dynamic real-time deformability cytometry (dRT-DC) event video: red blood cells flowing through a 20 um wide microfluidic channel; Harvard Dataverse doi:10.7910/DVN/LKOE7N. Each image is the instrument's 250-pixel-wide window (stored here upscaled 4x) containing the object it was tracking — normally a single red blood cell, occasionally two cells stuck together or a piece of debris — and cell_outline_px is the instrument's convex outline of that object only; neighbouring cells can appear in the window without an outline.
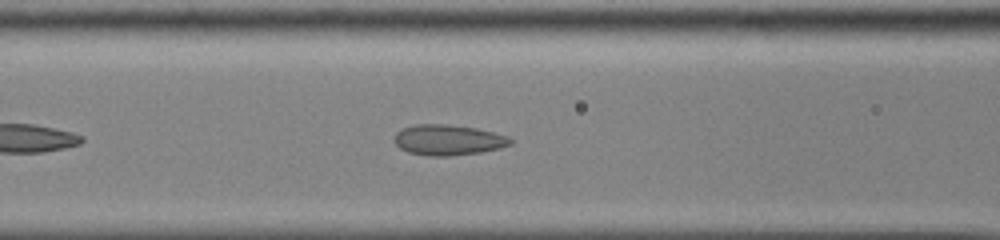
{"species": "common noctule bat (a hibernating species)", "species_latin": "Nyctalus noctula", "temperature_condition": "cold", "stored_images_in_passage": 38, "camera_frame_rate_fps": 3000, "um_per_image_px": 0.085, "animal": {"sex": "male", "body_mass_g": 13.0, "forearm_length_mm": 53.1}, "frame": {"image": 1, "passage_image": 10, "time_ms": 3.0, "image_size_px": [1000, 240], "cell_outline_px": [[512, 144], [500, 148], [480, 152], [448, 156], [428, 156], [408, 152], [400, 148], [392, 140], [396, 132], [412, 124], [444, 124], [476, 128], [508, 136], [512, 140]], "centroid_in_image_um": [38.06, 11.89], "position_along_channel_um": 128.5, "area_um2": 20.69}}
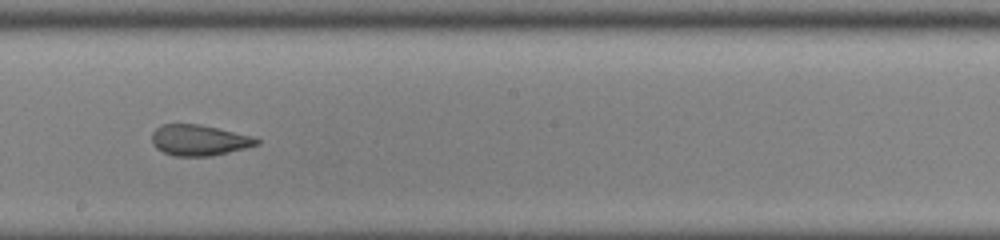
{"frame": {"image": 2, "passage_image": 18, "time_ms": 5.667, "image_size_px": [1000, 240], "cell_outline_px": [[260, 144], [212, 156], [176, 156], [164, 152], [156, 148], [152, 144], [152, 132], [160, 124], [200, 124], [252, 136], [260, 140]], "centroid_in_image_um": [16.9, 11.91], "position_along_channel_um": 231.3, "area_um2": 18.79}}
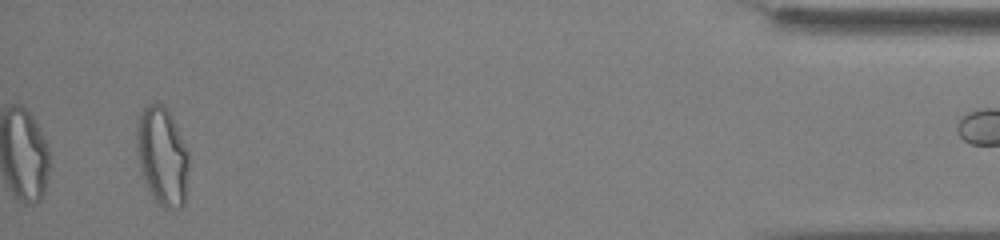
{"frame": {"image": 3, "passage_image": 38, "time_ms": 12.333, "image_size_px": [1000, 240], "cell_outline_px": [[188, 168], [184, 204], [180, 208], [164, 208], [156, 204], [148, 188], [140, 168], [136, 140], [136, 132], [140, 112], [148, 104], [156, 100], [164, 104], [188, 152]], "centroid_in_image_um": [13.77, 13.27], "position_along_channel_um": 421.4, "area_um2": 29.59}, "authors_computed_cell_mechanics": {"area_um2": 20.5479, "velocity_mm_per_s": 3.8571, "shape_relaxation_time_tau1_ms": null, "shape_relaxation_time_tau2_ms": 2.2422, "deformation_change_tau1": null, "deformation_change_tau2": 0.0781}}